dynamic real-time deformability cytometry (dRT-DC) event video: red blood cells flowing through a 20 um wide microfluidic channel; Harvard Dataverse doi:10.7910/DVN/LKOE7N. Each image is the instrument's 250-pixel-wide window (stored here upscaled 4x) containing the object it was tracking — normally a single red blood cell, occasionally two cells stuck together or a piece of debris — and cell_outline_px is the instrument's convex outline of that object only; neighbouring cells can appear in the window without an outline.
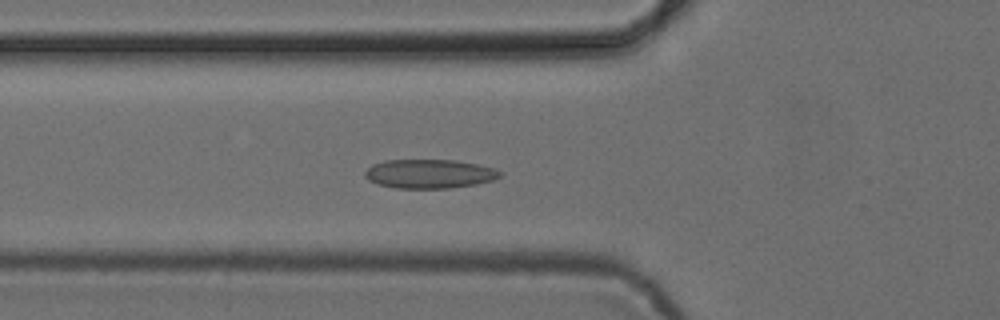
{"species": "common noctule bat (a hibernating species)", "species_latin": "Nyctalus noctula", "temperature_condition": "cold", "stored_images_in_passage": 43, "camera_frame_rate_fps": 3000, "um_per_image_px": 0.085, "animal": {"sex": "female", "body_mass_g": 24.6, "forearm_length_mm": 56.2}, "frame": {"image": 1, "passage_image": 9, "time_ms": 2.667, "image_size_px": [1000, 320], "cell_outline_px": [[504, 172], [500, 176], [492, 180], [476, 184], [448, 188], [396, 188], [380, 184], [368, 180], [364, 176], [364, 172], [372, 164], [384, 160], [456, 160], [476, 164], [492, 168]], "centroid_in_image_um": [36.48, 14.77], "position_along_channel_um": 89.3, "area_um2": 22.72}}
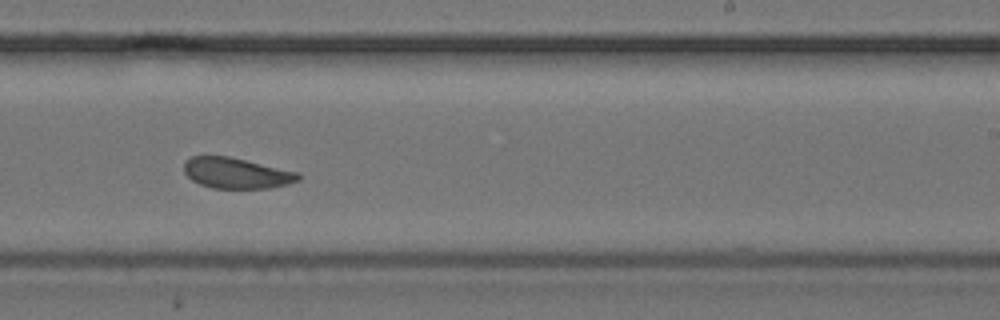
{"frame": {"image": 2, "passage_image": 23, "time_ms": 7.333, "image_size_px": [1000, 320], "cell_outline_px": [[300, 180], [288, 184], [268, 188], [212, 188], [200, 184], [192, 180], [184, 172], [184, 160], [192, 156], [228, 156], [300, 172]], "centroid_in_image_um": [20.1, 14.71], "position_along_channel_um": 268.9, "area_um2": 20.52}}
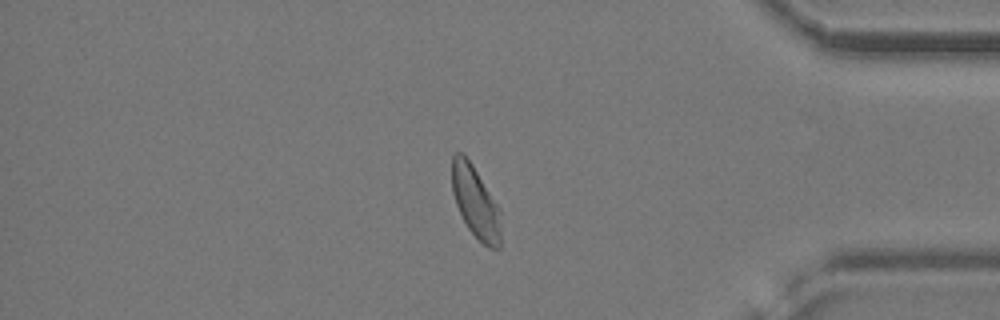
{"frame": {"image": 3, "passage_image": 35, "time_ms": 11.333, "image_size_px": [1000, 320], "cell_outline_px": [[500, 248], [488, 248], [468, 228], [456, 204], [452, 192], [452, 156], [456, 152], [460, 152], [472, 164], [500, 208]], "centroid_in_image_um": [40.42, 17.18], "position_along_channel_um": 394.8, "area_um2": 20.17}, "authors_computed_cell_mechanics": {"area_um2": 21.2704, "velocity_mm_per_s": 3.8387, "shape_relaxation_time_tau1_ms": 4.3765, "shape_relaxation_time_tau2_ms": 1.6613, "deformation_change_tau1": 0.0952, "deformation_change_tau2": 0.0624}}